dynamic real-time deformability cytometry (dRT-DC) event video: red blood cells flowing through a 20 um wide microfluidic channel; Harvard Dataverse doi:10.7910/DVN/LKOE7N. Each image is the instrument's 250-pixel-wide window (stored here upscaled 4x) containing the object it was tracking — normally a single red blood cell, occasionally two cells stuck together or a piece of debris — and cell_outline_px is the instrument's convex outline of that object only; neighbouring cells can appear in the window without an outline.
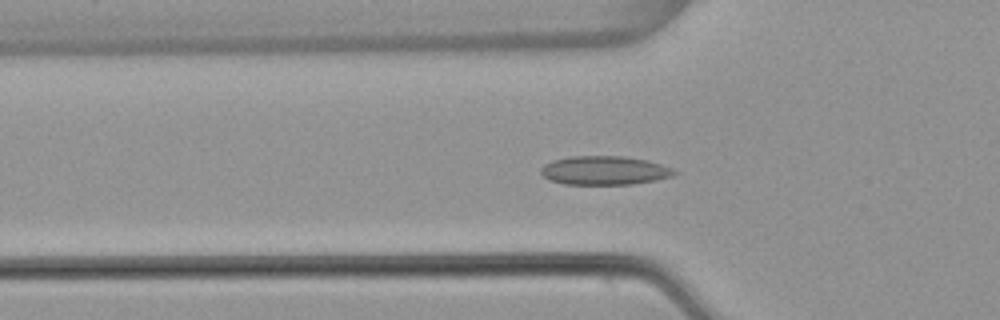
{"species": "common noctule bat (a hibernating species)", "species_latin": "Nyctalus noctula", "temperature_condition": "warm", "stored_images_in_passage": 52, "camera_frame_rate_fps": 3000, "um_per_image_px": 0.085, "animal": {"sex": "female", "body_mass_g": 22.7, "forearm_length_mm": 54.2}, "frame": {"image": 1, "passage_image": 17, "time_ms": 5.333, "image_size_px": [1000, 320], "cell_outline_px": [[680, 172], [676, 176], [656, 180], [632, 184], [564, 184], [548, 180], [540, 172], [540, 168], [544, 164], [552, 160], [568, 156], [624, 156], [648, 160], [672, 168]], "centroid_in_image_um": [51.4, 14.48], "position_along_channel_um": 74.4, "area_um2": 22.72}}
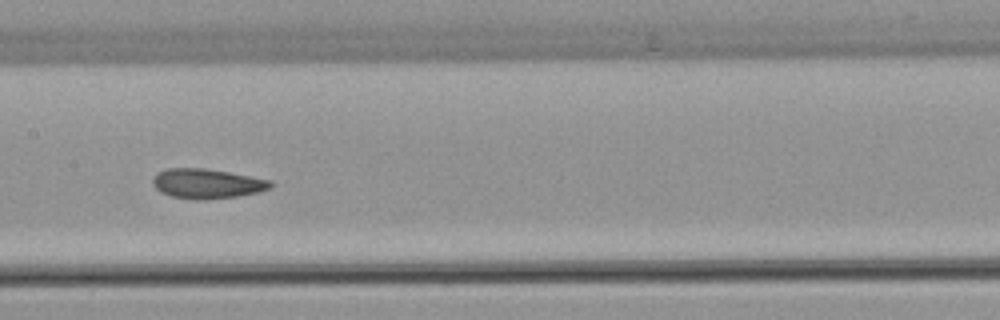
{"frame": {"image": 2, "passage_image": 26, "time_ms": 8.333, "image_size_px": [1000, 320], "cell_outline_px": [[276, 184], [272, 188], [256, 192], [236, 196], [200, 200], [196, 200], [172, 196], [160, 192], [152, 184], [152, 180], [156, 172], [168, 168], [204, 168], [228, 172], [272, 180]], "centroid_in_image_um": [17.6, 15.6], "position_along_channel_um": 189.8, "area_um2": 20.46}}
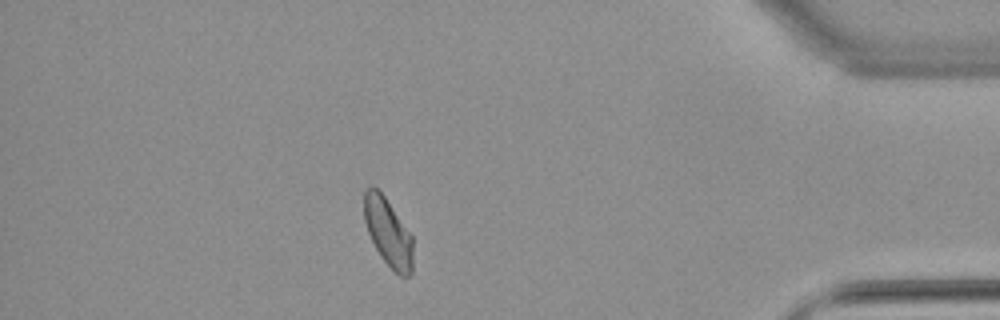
{"frame": {"image": 3, "passage_image": 46, "time_ms": 15.0, "image_size_px": [1000, 320], "cell_outline_px": [[412, 272], [408, 276], [400, 276], [380, 256], [368, 232], [364, 220], [364, 188], [372, 184], [384, 196], [412, 236]], "centroid_in_image_um": [32.96, 19.71], "position_along_channel_um": 402.2, "area_um2": 19.07}, "authors_computed_cell_mechanics": {"area_um2": 20.4034, "velocity_mm_per_s": 3.8287, "shape_relaxation_time_tau1_ms": 10.4155, "shape_relaxation_time_tau2_ms": 2.0508, "deformation_change_tau1": 0.2083, "deformation_change_tau2": 0.0588}}